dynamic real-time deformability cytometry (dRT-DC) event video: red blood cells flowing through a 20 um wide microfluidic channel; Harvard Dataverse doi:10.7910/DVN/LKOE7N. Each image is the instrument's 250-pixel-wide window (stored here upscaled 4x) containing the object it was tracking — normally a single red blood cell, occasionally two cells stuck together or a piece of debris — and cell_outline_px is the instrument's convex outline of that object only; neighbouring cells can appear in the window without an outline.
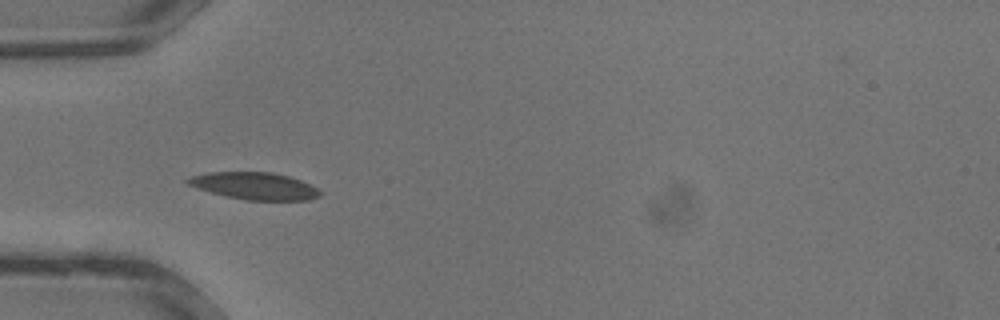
{"species": "common noctule bat (a hibernating species)", "species_latin": "Nyctalus noctula", "temperature_condition": "warm", "stored_images_in_passage": 19, "camera_frame_rate_fps": 3000, "um_per_image_px": 0.085, "animal": {"sex": "male", "body_mass_g": 13.3}, "frame": {"image": 1, "passage_image": 2, "time_ms": 0.333, "image_size_px": [1000, 320], "cell_outline_px": [[320, 196], [308, 200], [248, 200], [224, 196], [188, 184], [184, 180], [192, 176], [208, 172], [272, 172], [288, 176], [300, 180], [316, 188], [320, 192]], "centroid_in_image_um": [21.63, 15.8], "position_along_channel_um": 63.4, "area_um2": 20.63}}
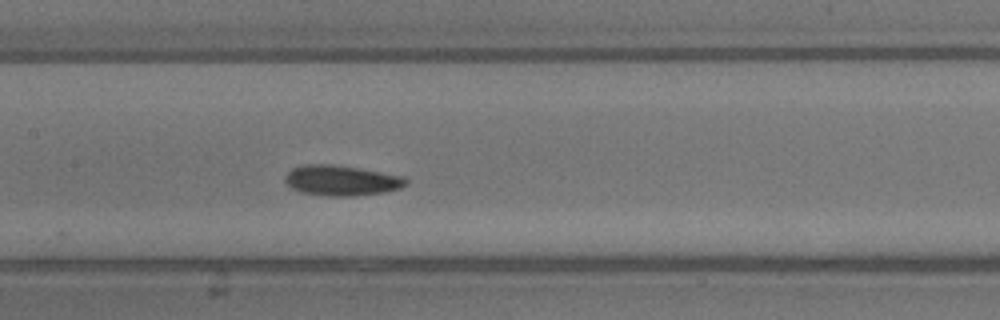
{"frame": {"image": 2, "passage_image": 8, "time_ms": 2.333, "image_size_px": [1000, 320], "cell_outline_px": [[408, 184], [400, 188], [384, 192], [352, 196], [328, 196], [304, 192], [292, 188], [284, 180], [284, 176], [292, 168], [304, 164], [332, 164], [360, 168], [404, 176], [408, 180]], "centroid_in_image_um": [29.04, 15.33], "position_along_channel_um": 178.4, "area_um2": 21.39}}
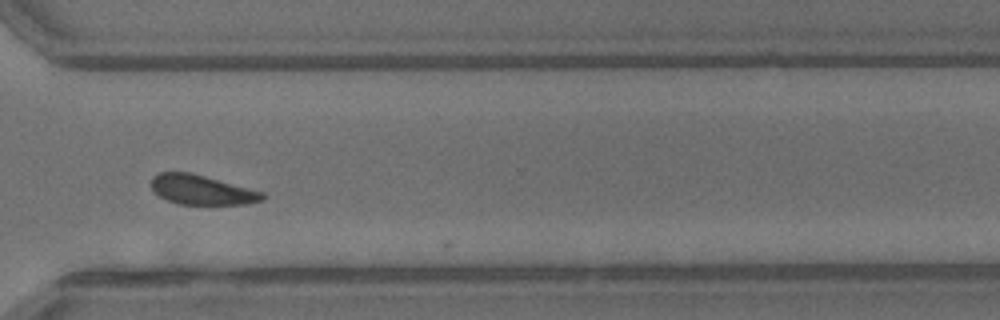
{"frame": {"image": 3, "passage_image": 17, "time_ms": 5.333, "image_size_px": [1000, 320], "cell_outline_px": [[268, 196], [264, 200], [248, 204], [180, 204], [168, 200], [160, 196], [152, 188], [152, 176], [160, 172], [188, 172], [204, 176], [264, 192]], "centroid_in_image_um": [17.19, 16.14], "position_along_channel_um": 353.4, "area_um2": 19.02}}